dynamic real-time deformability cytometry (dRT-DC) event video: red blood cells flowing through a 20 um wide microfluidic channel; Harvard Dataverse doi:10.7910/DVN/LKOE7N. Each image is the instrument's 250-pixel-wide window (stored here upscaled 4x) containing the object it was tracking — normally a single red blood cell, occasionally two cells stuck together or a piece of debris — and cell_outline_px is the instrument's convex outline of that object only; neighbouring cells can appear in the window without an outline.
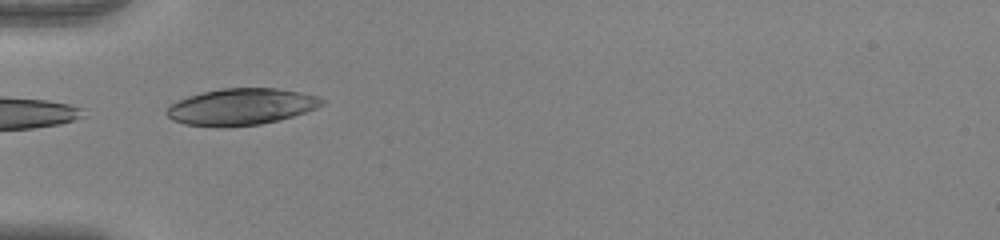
{"species": "human", "species_latin": "Homo sapiens", "temperature_condition": "warm", "stored_images_in_passage": 23, "camera_frame_rate_fps": 3000, "um_per_image_px": 0.085, "donor": {"sex": "female"}, "frame": {"image": 1, "passage_image": 1, "time_ms": 0.0, "image_size_px": [1000, 240], "cell_outline_px": [[324, 104], [316, 108], [292, 116], [260, 124], [224, 128], [216, 128], [184, 124], [172, 120], [164, 112], [172, 104], [188, 96], [220, 88], [276, 88], [300, 92], [320, 96], [324, 100]], "centroid_in_image_um": [20.49, 9.08], "position_along_channel_um": 64.5, "area_um2": 33.18}}
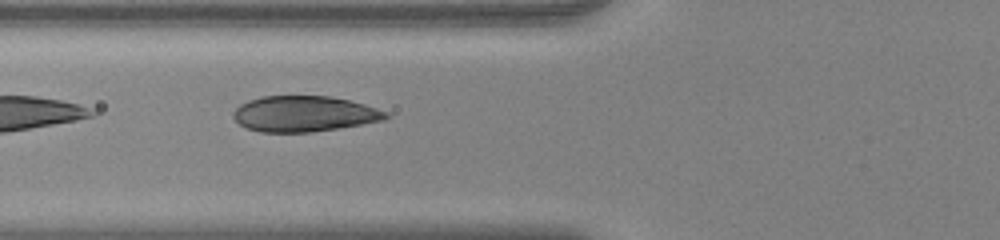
{"frame": {"image": 2, "passage_image": 4, "time_ms": 1.0, "image_size_px": [1000, 240], "cell_outline_px": [[392, 116], [384, 120], [312, 132], [260, 132], [244, 128], [232, 116], [232, 112], [240, 104], [248, 100], [264, 96], [328, 96], [348, 100], [364, 104], [388, 112]], "centroid_in_image_um": [25.83, 9.67], "position_along_channel_um": 100.0, "area_um2": 31.73}}
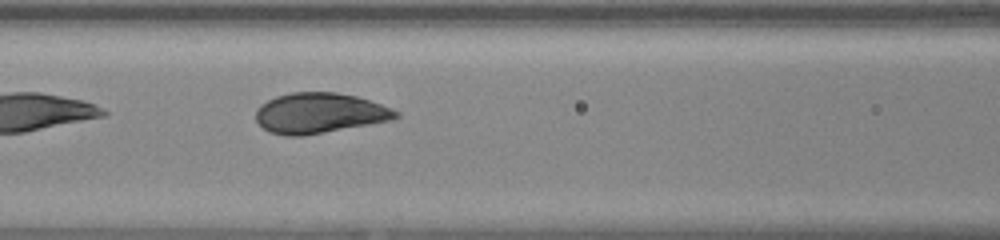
{"frame": {"image": 3, "passage_image": 7, "time_ms": 2.0, "image_size_px": [1000, 240], "cell_outline_px": [[400, 116], [392, 120], [304, 136], [284, 136], [268, 132], [256, 120], [256, 108], [260, 104], [276, 96], [292, 92], [336, 92], [356, 96], [392, 108], [400, 112]], "centroid_in_image_um": [27.14, 9.62], "position_along_channel_um": 139.5, "area_um2": 33.06}}